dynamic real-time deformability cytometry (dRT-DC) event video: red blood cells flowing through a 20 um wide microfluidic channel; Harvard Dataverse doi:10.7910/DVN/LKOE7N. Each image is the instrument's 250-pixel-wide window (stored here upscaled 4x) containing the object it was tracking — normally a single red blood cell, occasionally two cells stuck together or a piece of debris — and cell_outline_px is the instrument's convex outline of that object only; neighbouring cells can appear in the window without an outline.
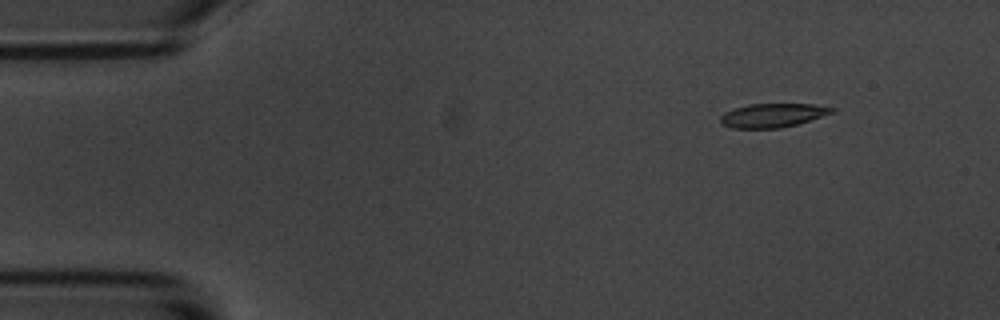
{"species": "common noctule bat (a hibernating species)", "species_latin": "Nyctalus noctula", "temperature_condition": "room temperature", "stored_images_in_passage": 4, "segment_of_instrument_passage": [1, 2], "camera_frame_rate_fps": 3000, "um_per_image_px": 0.085, "animal": {"sex": "male", "body_mass_g": 20.1, "forearm_length_mm": 53.5}, "frame": {"image": 1, "passage_image": 1, "time_ms": 0.0, "image_size_px": [1000, 320], "cell_outline_px": [[836, 108], [832, 112], [796, 124], [780, 128], [732, 128], [724, 124], [720, 120], [720, 116], [724, 112], [748, 104], [812, 104]], "centroid_in_image_um": [65.63, 9.8], "position_along_channel_um": 19.4, "area_um2": 15.14}}